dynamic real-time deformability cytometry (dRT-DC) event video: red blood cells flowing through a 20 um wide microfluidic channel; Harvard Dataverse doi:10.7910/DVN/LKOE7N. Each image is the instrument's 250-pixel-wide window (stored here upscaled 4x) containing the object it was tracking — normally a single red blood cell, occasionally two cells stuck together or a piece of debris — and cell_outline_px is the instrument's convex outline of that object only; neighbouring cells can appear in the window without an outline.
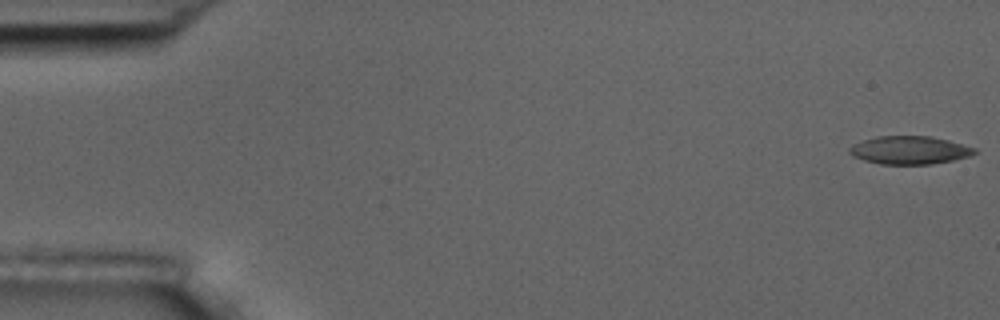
{"species": "common noctule bat (a hibernating species)", "species_latin": "Nyctalus noctula", "temperature_condition": "room temperature", "stored_images_in_passage": 5, "camera_frame_rate_fps": 3000, "um_per_image_px": 0.085, "animal": {"sex": "male", "body_mass_g": 17.5, "forearm_length_mm": 52.3}, "frame": {"image": 1, "passage_image": 1, "time_ms": 0.0, "image_size_px": [1000, 320], "cell_outline_px": [[980, 152], [972, 156], [932, 164], [880, 164], [864, 160], [852, 156], [848, 152], [848, 148], [852, 144], [876, 136], [928, 136], [948, 140], [976, 148]], "centroid_in_image_um": [77.33, 12.76], "position_along_channel_um": 7.7, "area_um2": 20.63}}
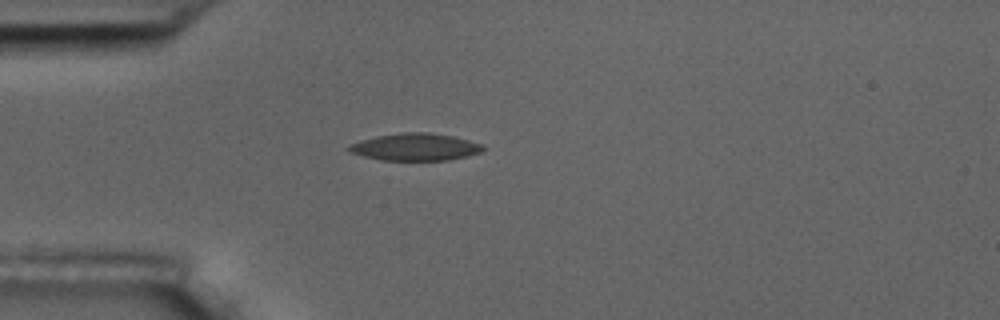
{"frame": {"image": 2, "passage_image": 5, "time_ms": 4.667, "image_size_px": [1000, 320], "cell_outline_px": [[488, 148], [480, 152], [468, 156], [448, 160], [380, 160], [364, 156], [352, 152], [344, 148], [348, 144], [360, 140], [376, 136], [400, 132], [428, 132], [452, 136], [484, 144]], "centroid_in_image_um": [35.3, 12.49], "position_along_channel_um": 49.7, "area_um2": 21.5}}